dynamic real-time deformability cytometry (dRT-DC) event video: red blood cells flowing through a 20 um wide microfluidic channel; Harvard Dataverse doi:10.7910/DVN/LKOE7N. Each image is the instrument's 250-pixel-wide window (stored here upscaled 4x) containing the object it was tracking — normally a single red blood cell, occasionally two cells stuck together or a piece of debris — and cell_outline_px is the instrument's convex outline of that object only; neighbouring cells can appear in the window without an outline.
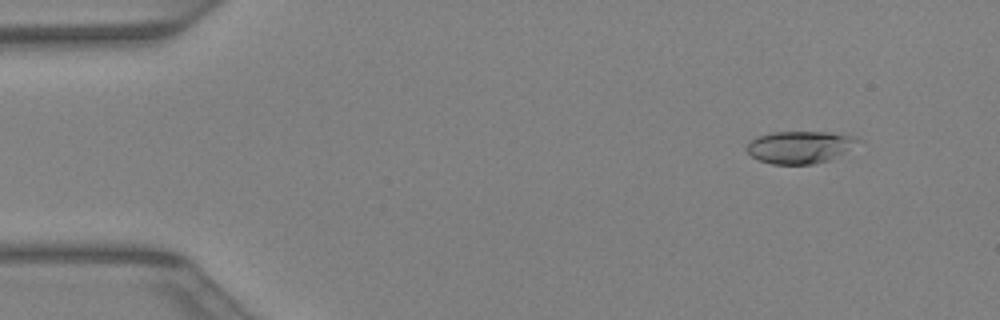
{"species": "Egyptian fruit bat (a non-hibernating species)", "species_latin": "Rousettus aegyptiacus", "temperature_condition": "warm", "stored_images_in_passage": 41, "camera_frame_rate_fps": 3000, "um_per_image_px": 0.085, "animal": {"sex": "female"}, "frame": {"image": 1, "passage_image": 4, "time_ms": 1.0, "image_size_px": [1000, 320], "cell_outline_px": [[860, 140], [844, 152], [828, 160], [812, 164], [772, 164], [760, 160], [752, 156], [744, 148], [756, 136], [772, 132], [828, 132], [856, 136]], "centroid_in_image_um": [67.94, 12.49], "position_along_channel_um": 17.1, "area_um2": 20.69}}
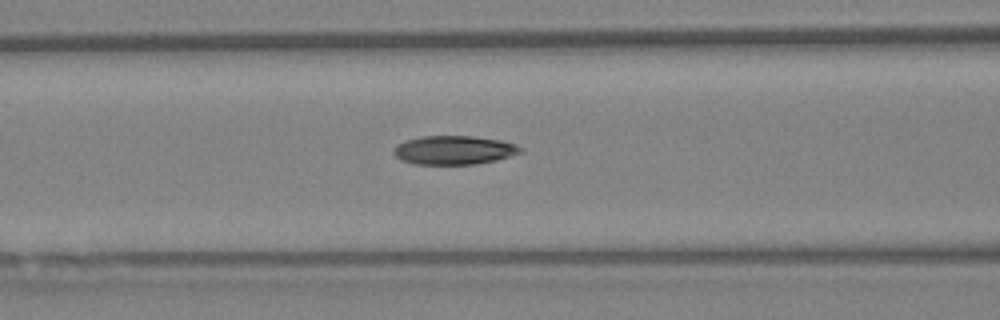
{"frame": {"image": 2, "passage_image": 17, "time_ms": 5.333, "image_size_px": [1000, 320], "cell_outline_px": [[524, 152], [496, 160], [476, 164], [412, 164], [400, 160], [392, 152], [396, 144], [404, 140], [424, 136], [472, 136], [500, 140], [516, 144], [524, 148]], "centroid_in_image_um": [38.59, 12.76], "position_along_channel_um": 128.0, "area_um2": 21.5}}
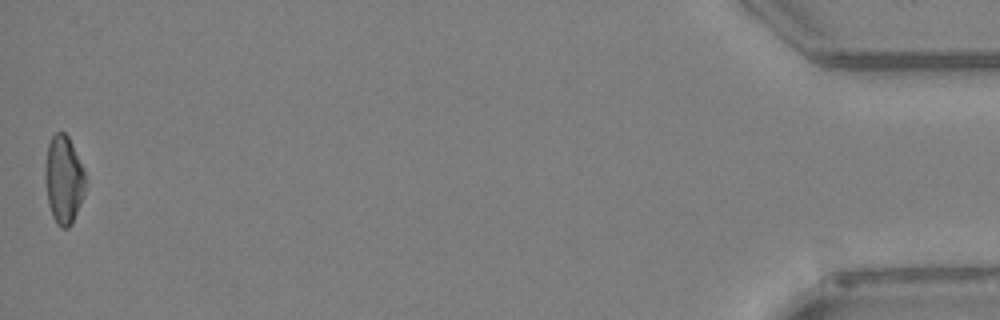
{"frame": {"image": 3, "passage_image": 41, "time_ms": 13.333, "image_size_px": [1000, 320], "cell_outline_px": [[84, 192], [72, 224], [68, 228], [60, 228], [56, 224], [52, 216], [48, 204], [44, 176], [44, 164], [48, 144], [52, 136], [56, 132], [64, 132], [68, 136], [72, 144], [84, 172]], "centroid_in_image_um": [5.37, 15.28], "position_along_channel_um": 429.8, "area_um2": 20.58}}